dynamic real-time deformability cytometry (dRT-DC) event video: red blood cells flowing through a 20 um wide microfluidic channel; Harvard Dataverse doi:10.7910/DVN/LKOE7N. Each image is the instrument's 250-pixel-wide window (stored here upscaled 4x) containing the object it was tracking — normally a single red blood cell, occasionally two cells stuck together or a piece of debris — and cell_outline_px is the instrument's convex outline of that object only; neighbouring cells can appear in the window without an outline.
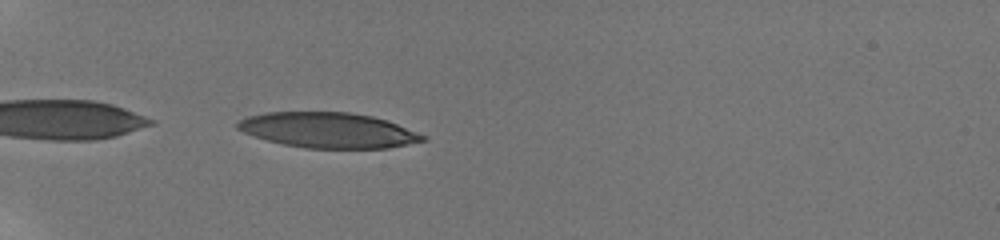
{"species": "human", "species_latin": "Homo sapiens", "temperature_condition": "room temperature", "stored_images_in_passage": 12, "camera_frame_rate_fps": 3000, "um_per_image_px": 0.085, "donor": {"sex": "male"}, "frame": {"image": 1, "passage_image": 3, "time_ms": 0.333, "image_size_px": [1000, 240], "cell_outline_px": [[428, 140], [388, 148], [304, 148], [284, 144], [268, 140], [244, 132], [236, 128], [236, 124], [240, 120], [248, 116], [264, 112], [348, 112], [372, 116], [388, 120], [428, 136]], "centroid_in_image_um": [27.95, 11.06], "position_along_channel_um": 57.1, "area_um2": 38.15}}
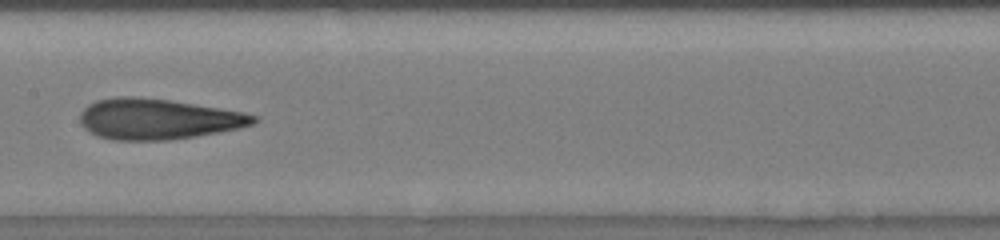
{"frame": {"image": 2, "passage_image": 11, "time_ms": 4.667, "image_size_px": [1000, 240], "cell_outline_px": [[260, 120], [252, 124], [240, 128], [220, 132], [196, 136], [168, 140], [112, 140], [96, 136], [88, 132], [80, 124], [80, 112], [88, 104], [96, 100], [116, 96], [140, 96], [168, 100], [244, 112], [260, 116]], "centroid_in_image_um": [13.4, 10.12], "position_along_channel_um": 194.0, "area_um2": 41.5}}